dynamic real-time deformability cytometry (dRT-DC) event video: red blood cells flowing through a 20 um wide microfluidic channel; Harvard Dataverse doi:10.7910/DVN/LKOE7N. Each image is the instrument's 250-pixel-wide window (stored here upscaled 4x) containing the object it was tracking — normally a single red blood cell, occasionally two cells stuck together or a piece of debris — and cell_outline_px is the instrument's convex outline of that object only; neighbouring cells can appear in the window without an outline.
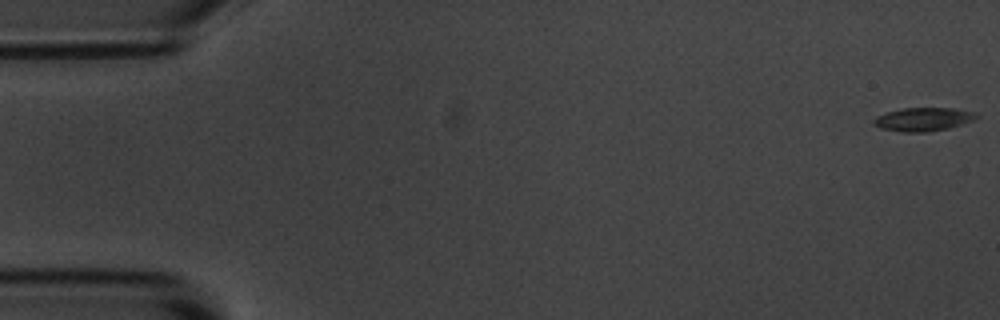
{"species": "common noctule bat (a hibernating species)", "species_latin": "Nyctalus noctula", "temperature_condition": "room temperature", "stored_images_in_passage": 56, "camera_frame_rate_fps": 3000, "um_per_image_px": 0.085, "animal": {"sex": "male", "body_mass_g": 20.1, "forearm_length_mm": 53.5}, "frame": {"image": 1, "passage_image": 1, "time_ms": 0.0, "image_size_px": [1000, 320], "cell_outline_px": [[980, 116], [972, 120], [948, 128], [928, 132], [904, 132], [880, 128], [872, 124], [872, 120], [876, 116], [888, 112], [904, 108], [952, 108], [972, 112]], "centroid_in_image_um": [78.42, 10.14], "position_along_channel_um": 6.6, "area_um2": 13.87}}
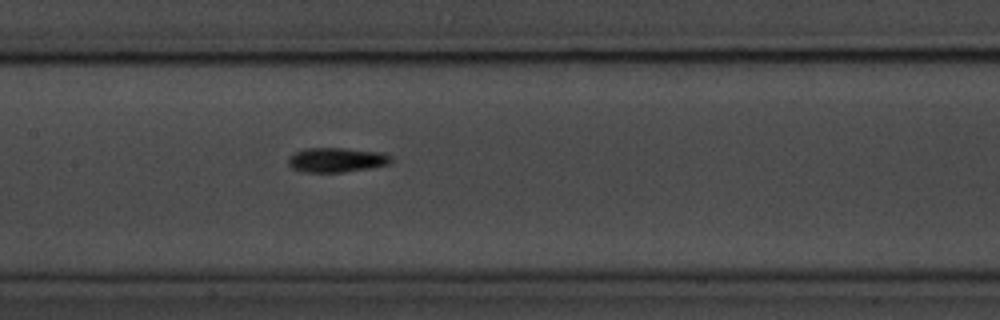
{"frame": {"image": 2, "passage_image": 27, "time_ms": 8.667, "image_size_px": [1000, 320], "cell_outline_px": [[392, 160], [388, 164], [368, 168], [344, 172], [304, 172], [292, 168], [288, 164], [288, 160], [296, 152], [304, 148], [344, 148], [384, 152], [392, 156]], "centroid_in_image_um": [28.63, 13.58], "position_along_channel_um": 178.8, "area_um2": 14.68}}
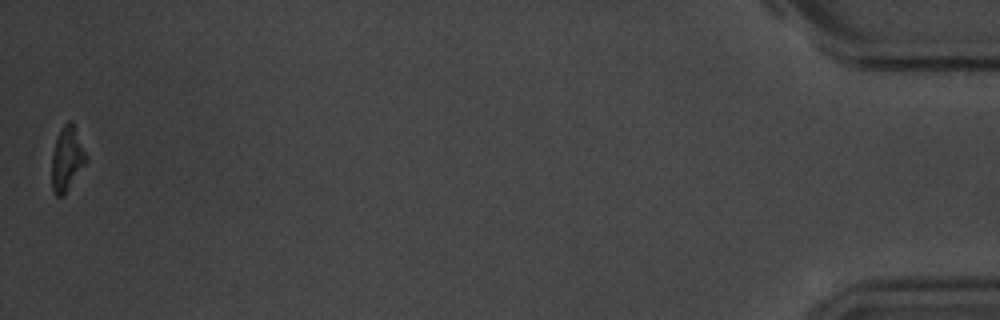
{"frame": {"image": 3, "passage_image": 56, "time_ms": 18.333, "image_size_px": [1000, 320], "cell_outline_px": [[88, 160], [64, 196], [56, 196], [52, 192], [52, 156], [56, 136], [60, 128], [68, 120], [72, 120], [88, 156]], "centroid_in_image_um": [5.7, 13.48], "position_along_channel_um": 429.5, "area_um2": 13.18}, "authors_computed_cell_mechanics": {"area_um2": 13.7853, "velocity_mm_per_s": 3.5805, "shape_relaxation_time_tau1_ms": 2.4287, "shape_relaxation_time_tau2_ms": 4.8221, "deformation_change_tau1": 0.1391, "deformation_change_tau2": 0.1104}}